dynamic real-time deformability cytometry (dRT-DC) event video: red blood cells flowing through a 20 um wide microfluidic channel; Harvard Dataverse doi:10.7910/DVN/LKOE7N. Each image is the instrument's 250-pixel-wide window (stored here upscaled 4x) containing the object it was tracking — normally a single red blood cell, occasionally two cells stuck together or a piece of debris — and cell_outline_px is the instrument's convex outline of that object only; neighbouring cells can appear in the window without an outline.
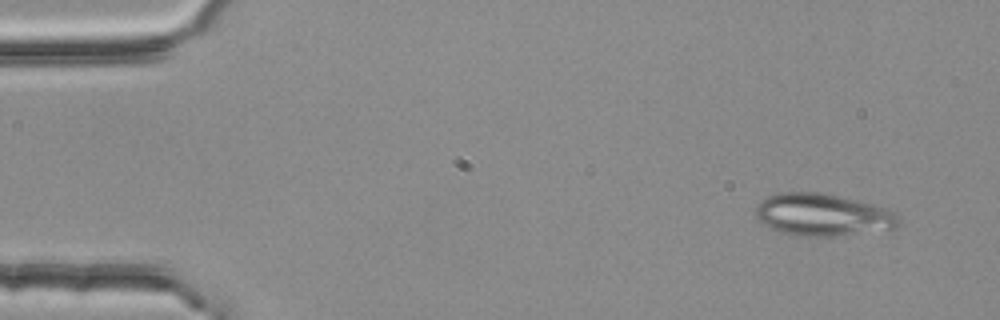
{"species": "common noctule bat (a hibernating species)", "species_latin": "Nyctalus noctula", "temperature_condition": "room temperature", "stored_images_in_passage": 4, "camera_frame_rate_fps": 3000, "um_per_image_px": 0.085, "animal": {"sex": "female", "body_mass_g": 25.1}, "frame": {"image": 1, "passage_image": 1, "time_ms": 0.0, "image_size_px": [1000, 320], "cell_outline_px": [[900, 224], [896, 228], [836, 236], [808, 236], [780, 232], [764, 224], [756, 216], [756, 208], [760, 200], [768, 196], [780, 192], [820, 192], [856, 200], [888, 208], [896, 212], [900, 216]], "centroid_in_image_um": [69.97, 18.25], "position_along_channel_um": 15.0, "area_um2": 35.14}}